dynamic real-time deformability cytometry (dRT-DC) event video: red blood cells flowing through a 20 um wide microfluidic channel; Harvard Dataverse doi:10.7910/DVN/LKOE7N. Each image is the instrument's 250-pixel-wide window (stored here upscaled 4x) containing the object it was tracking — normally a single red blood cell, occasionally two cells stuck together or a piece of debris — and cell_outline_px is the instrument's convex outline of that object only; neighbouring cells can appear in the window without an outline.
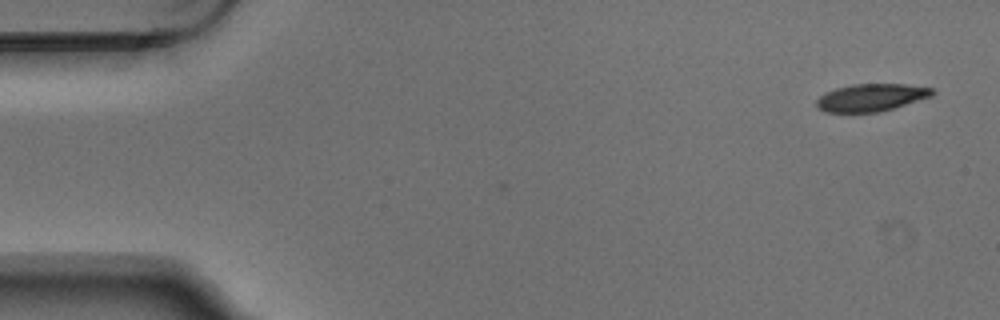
{"species": "Egyptian fruit bat (a non-hibernating species)", "species_latin": "Rousettus aegyptiacus", "temperature_condition": "warm", "stored_images_in_passage": 2, "camera_frame_rate_fps": 3000, "um_per_image_px": 0.085, "animal": {"sex": "male"}, "frame": {"image": 1, "passage_image": 2, "time_ms": 0.333, "image_size_px": [1000, 320], "cell_outline_px": [[936, 92], [932, 96], [880, 112], [828, 112], [820, 108], [816, 104], [816, 100], [824, 92], [836, 88], [852, 84], [904, 84], [932, 88]], "centroid_in_image_um": [74.06, 8.28], "position_along_channel_um": 10.9, "area_um2": 18.44}}